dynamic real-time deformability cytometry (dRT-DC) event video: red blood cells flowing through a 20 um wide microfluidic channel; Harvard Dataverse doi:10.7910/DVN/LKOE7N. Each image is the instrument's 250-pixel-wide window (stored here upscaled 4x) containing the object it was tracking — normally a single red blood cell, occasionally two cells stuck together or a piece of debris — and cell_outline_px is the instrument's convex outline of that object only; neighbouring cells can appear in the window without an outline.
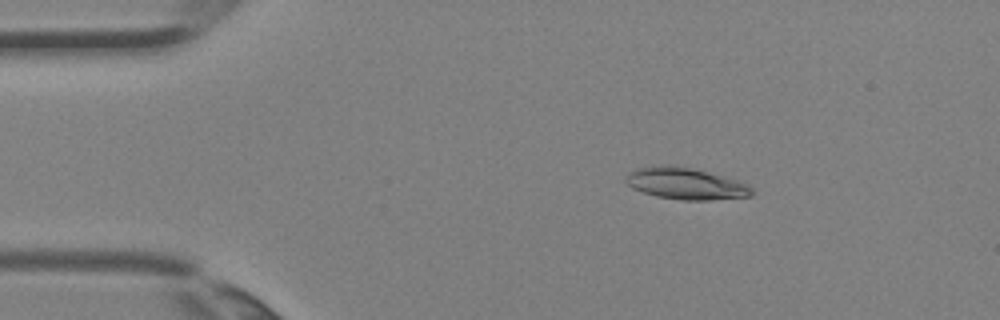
{"species": "Egyptian fruit bat (a non-hibernating species)", "species_latin": "Rousettus aegyptiacus", "temperature_condition": "room temperature", "stored_images_in_passage": 4, "camera_frame_rate_fps": 3000, "um_per_image_px": 0.085, "animal": {"sex": "female"}, "frame": {"image": 1, "passage_image": 2, "time_ms": 0.333, "image_size_px": [1000, 320], "cell_outline_px": [[756, 192], [752, 196], [712, 200], [680, 200], [656, 196], [632, 188], [624, 180], [628, 172], [636, 168], [692, 168], [724, 176], [748, 184]], "centroid_in_image_um": [58.36, 15.66], "position_along_channel_um": 26.6, "area_um2": 22.6}}
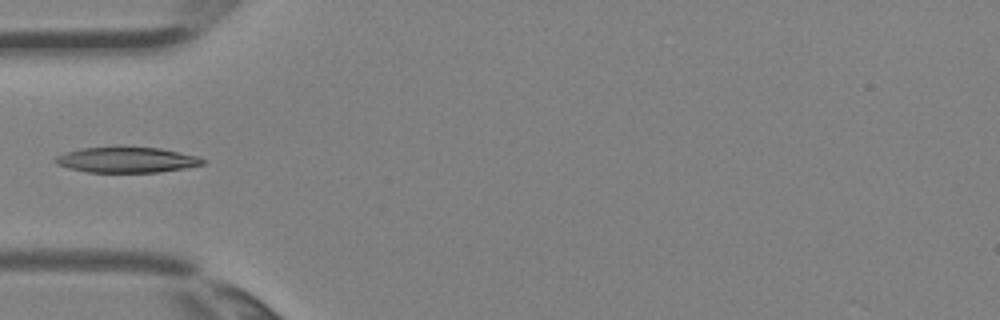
{"frame": {"image": 2, "passage_image": 4, "time_ms": 1.0, "image_size_px": [1000, 320], "cell_outline_px": [[208, 160], [204, 164], [184, 168], [160, 172], [88, 172], [68, 168], [56, 164], [52, 160], [56, 156], [80, 148], [160, 148], [196, 156]], "centroid_in_image_um": [10.77, 13.6], "position_along_channel_um": 74.2, "area_um2": 21.56}}